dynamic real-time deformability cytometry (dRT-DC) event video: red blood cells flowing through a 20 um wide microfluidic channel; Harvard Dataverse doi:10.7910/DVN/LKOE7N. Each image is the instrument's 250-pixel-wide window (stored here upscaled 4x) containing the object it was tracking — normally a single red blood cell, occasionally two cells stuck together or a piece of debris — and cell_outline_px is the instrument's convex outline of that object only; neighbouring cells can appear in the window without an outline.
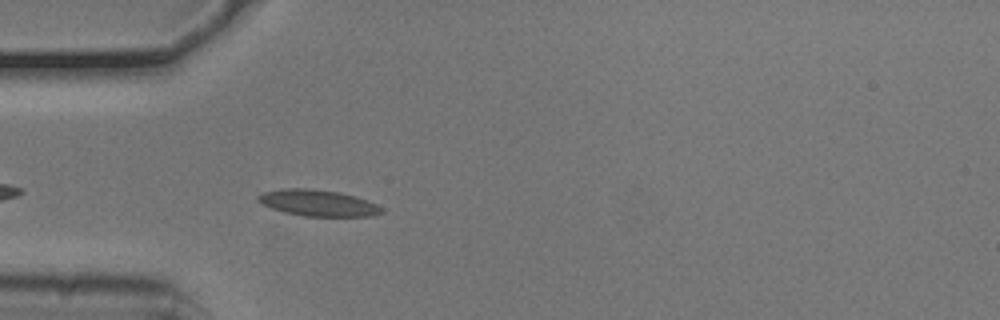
{"species": "common noctule bat (a hibernating species)", "species_latin": "Nyctalus noctula", "temperature_condition": "cold", "stored_images_in_passage": 33, "camera_frame_rate_fps": 3000, "um_per_image_px": 0.085, "animal": {"sex": "male", "body_mass_g": 20.5, "forearm_length_mm": 52.5}, "frame": {"image": 1, "passage_image": 4, "time_ms": 1.0, "image_size_px": [1000, 320], "cell_outline_px": [[384, 212], [372, 216], [304, 216], [284, 212], [260, 204], [256, 200], [256, 196], [264, 192], [284, 188], [308, 188], [340, 192], [356, 196], [368, 200], [384, 208]], "centroid_in_image_um": [27.03, 17.25], "position_along_channel_um": 58.0, "area_um2": 19.13}}
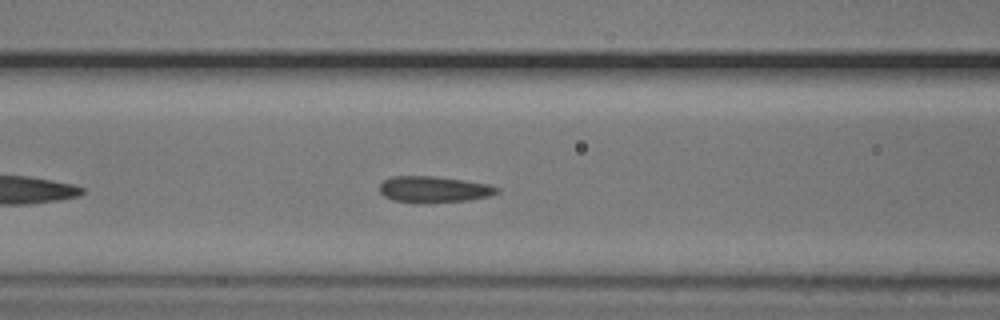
{"frame": {"image": 2, "passage_image": 10, "time_ms": 3.0, "image_size_px": [1000, 320], "cell_outline_px": [[500, 192], [488, 196], [468, 200], [432, 204], [424, 204], [392, 200], [384, 196], [380, 192], [380, 184], [384, 180], [392, 176], [436, 176], [464, 180], [488, 184], [500, 188]], "centroid_in_image_um": [36.88, 16.11], "position_along_channel_um": 129.7, "area_um2": 18.32}}
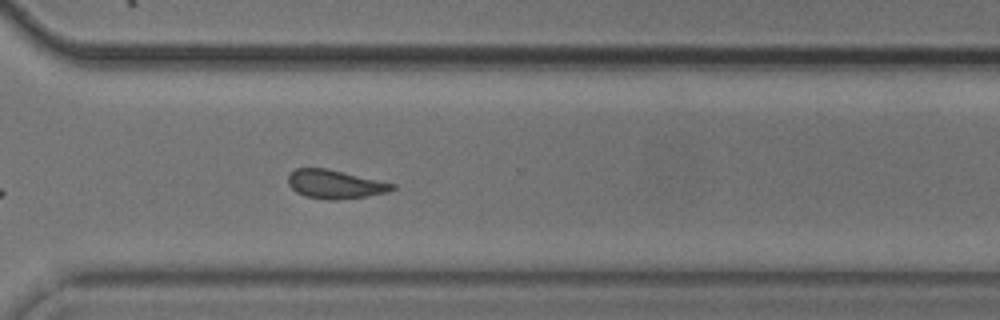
{"frame": {"image": 3, "passage_image": 27, "time_ms": 8.667, "image_size_px": [1000, 320], "cell_outline_px": [[396, 188], [388, 192], [340, 200], [328, 200], [304, 196], [296, 192], [288, 184], [288, 176], [296, 168], [324, 168], [396, 184]], "centroid_in_image_um": [28.46, 15.67], "position_along_channel_um": 342.1, "area_um2": 17.22}, "authors_computed_cell_mechanics": {"area_um2": 17.629, "velocity_mm_per_s": 3.7688, "shape_relaxation_time_tau1_ms": null, "shape_relaxation_time_tau2_ms": 4.2256, "deformation_change_tau1": null, "deformation_change_tau2": 0.1023}}